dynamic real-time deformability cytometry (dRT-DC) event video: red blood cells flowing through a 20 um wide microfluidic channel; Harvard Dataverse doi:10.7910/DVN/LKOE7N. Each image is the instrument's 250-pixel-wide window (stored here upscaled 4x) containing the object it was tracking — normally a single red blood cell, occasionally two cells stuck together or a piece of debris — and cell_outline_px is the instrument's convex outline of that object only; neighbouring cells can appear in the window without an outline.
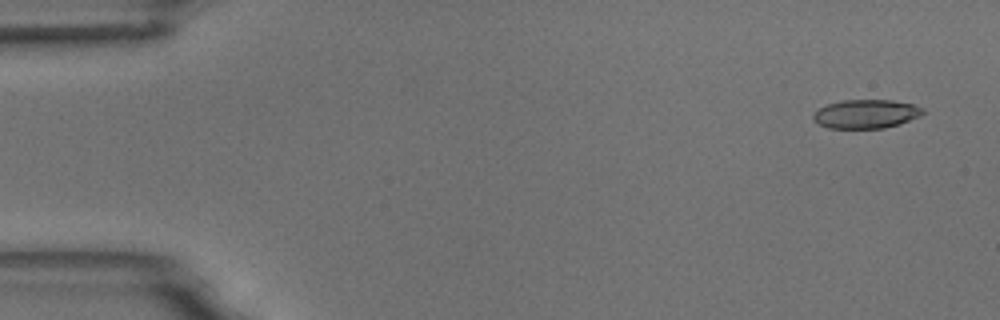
{"species": "common noctule bat (a hibernating species)", "species_latin": "Nyctalus noctula", "temperature_condition": "room temperature", "stored_images_in_passage": 6, "camera_frame_rate_fps": 3000, "um_per_image_px": 0.085, "animal": {"sex": "male", "body_mass_g": 18.8}, "frame": {"image": 1, "passage_image": 1, "time_ms": 0.0, "image_size_px": [1000, 320], "cell_outline_px": [[924, 112], [920, 116], [900, 124], [884, 128], [828, 128], [812, 120], [812, 116], [820, 108], [828, 104], [840, 100], [892, 100], [912, 104], [924, 108]], "centroid_in_image_um": [73.62, 9.68], "position_along_channel_um": 11.4, "area_um2": 18.38}}
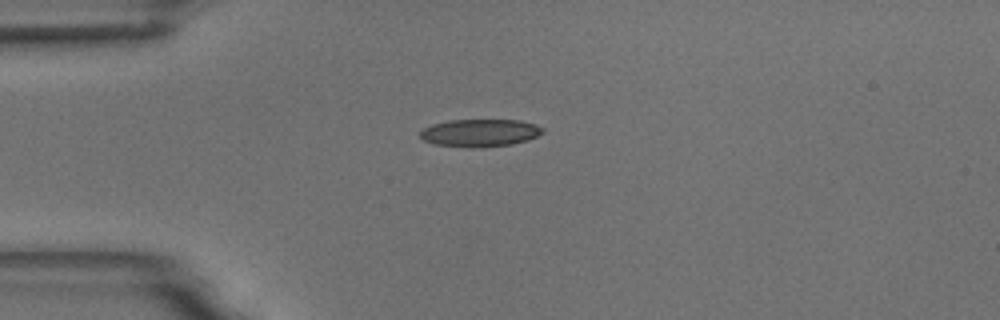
{"frame": {"image": 2, "passage_image": 4, "time_ms": 3.667, "image_size_px": [1000, 320], "cell_outline_px": [[544, 132], [528, 140], [512, 144], [472, 148], [432, 144], [424, 140], [420, 136], [420, 132], [424, 128], [432, 124], [448, 120], [520, 120], [536, 124], [544, 128]], "centroid_in_image_um": [40.8, 11.29], "position_along_channel_um": 44.2, "area_um2": 19.77}}